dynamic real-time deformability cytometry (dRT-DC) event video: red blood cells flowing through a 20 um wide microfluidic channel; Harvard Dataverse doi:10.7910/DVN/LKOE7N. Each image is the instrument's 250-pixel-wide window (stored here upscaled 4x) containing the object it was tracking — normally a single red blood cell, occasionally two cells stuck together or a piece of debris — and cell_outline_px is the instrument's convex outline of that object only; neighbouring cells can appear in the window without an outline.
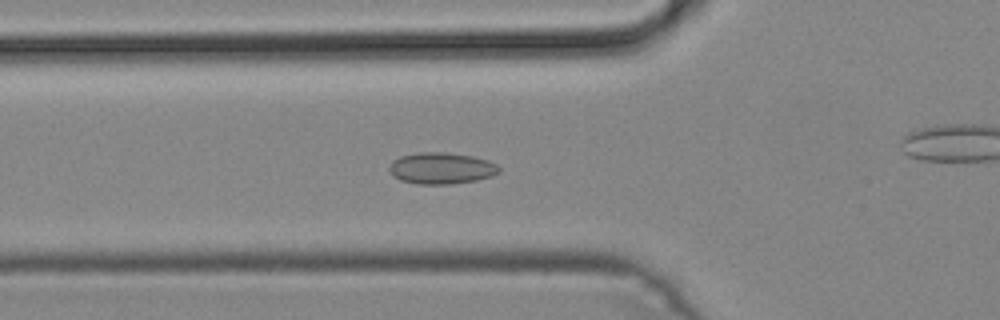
{"species": "common noctule bat (a hibernating species)", "species_latin": "Nyctalus noctula", "temperature_condition": "cold", "stored_images_in_passage": 50, "camera_frame_rate_fps": 3000, "um_per_image_px": 0.085, "animal": {"sex": "male", "body_mass_g": 19.2, "forearm_length_mm": 51.8}, "frame": {"image": 1, "passage_image": 18, "time_ms": 5.667, "image_size_px": [1000, 320], "cell_outline_px": [[500, 172], [492, 176], [476, 180], [448, 184], [416, 184], [400, 180], [392, 176], [388, 168], [392, 160], [400, 156], [420, 152], [444, 152], [472, 156], [488, 160], [496, 164], [500, 168]], "centroid_in_image_um": [37.49, 14.3], "position_along_channel_um": 88.3, "area_um2": 20.23}}
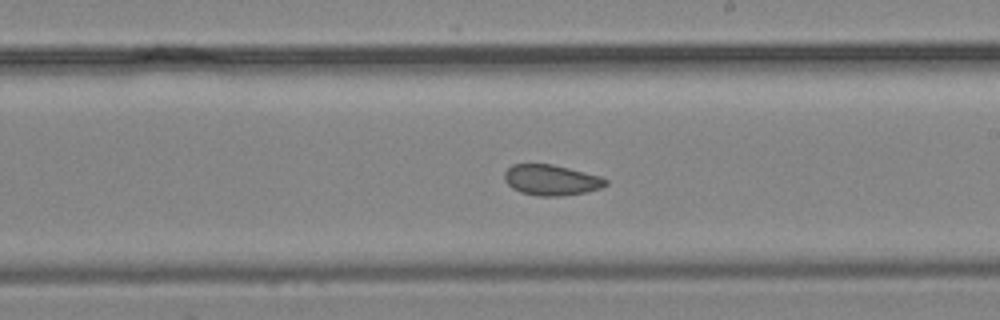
{"frame": {"image": 2, "passage_image": 29, "time_ms": 9.333, "image_size_px": [1000, 320], "cell_outline_px": [[608, 184], [600, 188], [584, 192], [560, 196], [536, 196], [520, 192], [512, 188], [504, 180], [504, 172], [512, 164], [552, 164], [600, 176], [608, 180]], "centroid_in_image_um": [46.83, 15.3], "position_along_channel_um": 242.2, "area_um2": 18.03}}
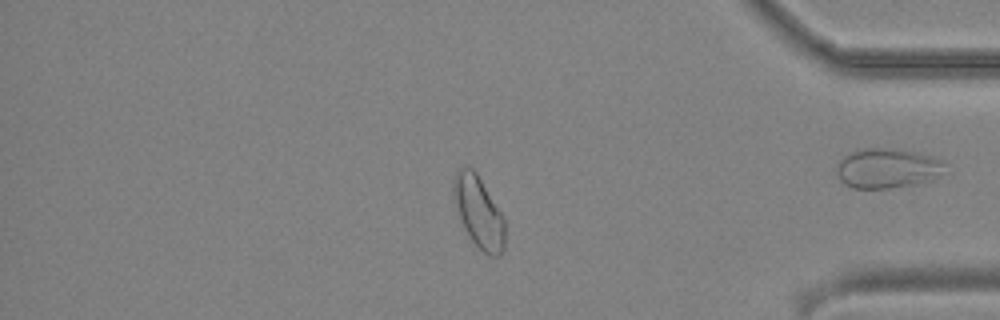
{"frame": {"image": 3, "passage_image": 42, "time_ms": 13.667, "image_size_px": [1000, 320], "cell_outline_px": [[504, 248], [500, 256], [492, 256], [484, 252], [472, 240], [452, 200], [452, 180], [456, 172], [460, 168], [472, 168], [476, 172], [504, 216]], "centroid_in_image_um": [40.68, 17.99], "position_along_channel_um": 394.5, "area_um2": 21.15}}